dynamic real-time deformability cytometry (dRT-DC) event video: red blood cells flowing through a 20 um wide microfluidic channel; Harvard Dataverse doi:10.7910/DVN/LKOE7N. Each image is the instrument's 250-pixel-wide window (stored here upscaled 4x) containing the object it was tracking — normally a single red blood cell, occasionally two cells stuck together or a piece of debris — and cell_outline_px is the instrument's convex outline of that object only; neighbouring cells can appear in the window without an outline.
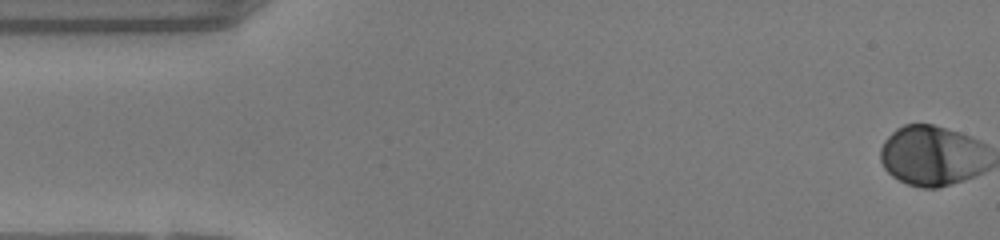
{"species": "human", "species_latin": "Homo sapiens", "temperature_condition": "warm", "stored_images_in_passage": 10, "camera_frame_rate_fps": 3000, "um_per_image_px": 0.085, "donor": {"sex": "female"}, "frame": {"image": 1, "passage_image": 1, "time_ms": 0.0, "image_size_px": [1000, 240], "cell_outline_px": [[952, 180], [944, 184], [912, 184], [896, 176], [884, 164], [884, 144], [900, 128], [912, 124], [928, 124], [936, 128]], "centroid_in_image_um": [77.96, 13.23], "position_along_channel_um": 7.0, "area_um2": 22.54}}